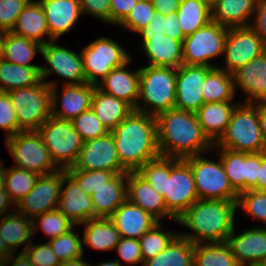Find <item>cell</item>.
Wrapping results in <instances>:
<instances>
[{
    "instance_id": "3",
    "label": "cell",
    "mask_w": 266,
    "mask_h": 266,
    "mask_svg": "<svg viewBox=\"0 0 266 266\" xmlns=\"http://www.w3.org/2000/svg\"><path fill=\"white\" fill-rule=\"evenodd\" d=\"M237 208V201L198 199L176 221L192 233L179 234L194 245L226 242Z\"/></svg>"
},
{
    "instance_id": "61",
    "label": "cell",
    "mask_w": 266,
    "mask_h": 266,
    "mask_svg": "<svg viewBox=\"0 0 266 266\" xmlns=\"http://www.w3.org/2000/svg\"><path fill=\"white\" fill-rule=\"evenodd\" d=\"M15 253H12L2 264L1 266H8L9 264L11 266H33V264L30 262L29 257L26 255L25 252H21L15 259H13V255ZM12 263V264H11Z\"/></svg>"
},
{
    "instance_id": "54",
    "label": "cell",
    "mask_w": 266,
    "mask_h": 266,
    "mask_svg": "<svg viewBox=\"0 0 266 266\" xmlns=\"http://www.w3.org/2000/svg\"><path fill=\"white\" fill-rule=\"evenodd\" d=\"M82 13H87L95 18L110 24L111 0H78Z\"/></svg>"
},
{
    "instance_id": "57",
    "label": "cell",
    "mask_w": 266,
    "mask_h": 266,
    "mask_svg": "<svg viewBox=\"0 0 266 266\" xmlns=\"http://www.w3.org/2000/svg\"><path fill=\"white\" fill-rule=\"evenodd\" d=\"M261 166V152L247 153V190L257 191V178Z\"/></svg>"
},
{
    "instance_id": "38",
    "label": "cell",
    "mask_w": 266,
    "mask_h": 266,
    "mask_svg": "<svg viewBox=\"0 0 266 266\" xmlns=\"http://www.w3.org/2000/svg\"><path fill=\"white\" fill-rule=\"evenodd\" d=\"M40 43L6 32L3 45V59L22 66H40L30 63L37 52L41 53Z\"/></svg>"
},
{
    "instance_id": "34",
    "label": "cell",
    "mask_w": 266,
    "mask_h": 266,
    "mask_svg": "<svg viewBox=\"0 0 266 266\" xmlns=\"http://www.w3.org/2000/svg\"><path fill=\"white\" fill-rule=\"evenodd\" d=\"M40 67L22 66L4 59L0 60V92L37 84L41 80Z\"/></svg>"
},
{
    "instance_id": "32",
    "label": "cell",
    "mask_w": 266,
    "mask_h": 266,
    "mask_svg": "<svg viewBox=\"0 0 266 266\" xmlns=\"http://www.w3.org/2000/svg\"><path fill=\"white\" fill-rule=\"evenodd\" d=\"M91 108L109 131H112L134 110L124 100L106 94L97 87L92 95Z\"/></svg>"
},
{
    "instance_id": "39",
    "label": "cell",
    "mask_w": 266,
    "mask_h": 266,
    "mask_svg": "<svg viewBox=\"0 0 266 266\" xmlns=\"http://www.w3.org/2000/svg\"><path fill=\"white\" fill-rule=\"evenodd\" d=\"M193 266H239L227 242L194 246Z\"/></svg>"
},
{
    "instance_id": "22",
    "label": "cell",
    "mask_w": 266,
    "mask_h": 266,
    "mask_svg": "<svg viewBox=\"0 0 266 266\" xmlns=\"http://www.w3.org/2000/svg\"><path fill=\"white\" fill-rule=\"evenodd\" d=\"M235 91L239 87L248 97L244 103L266 101V52L232 73Z\"/></svg>"
},
{
    "instance_id": "56",
    "label": "cell",
    "mask_w": 266,
    "mask_h": 266,
    "mask_svg": "<svg viewBox=\"0 0 266 266\" xmlns=\"http://www.w3.org/2000/svg\"><path fill=\"white\" fill-rule=\"evenodd\" d=\"M250 28L266 42V0H257Z\"/></svg>"
},
{
    "instance_id": "15",
    "label": "cell",
    "mask_w": 266,
    "mask_h": 266,
    "mask_svg": "<svg viewBox=\"0 0 266 266\" xmlns=\"http://www.w3.org/2000/svg\"><path fill=\"white\" fill-rule=\"evenodd\" d=\"M56 40L47 42L42 46L40 55L44 58L48 67H40L41 80L48 75L57 74L65 78L64 85H79L85 83L82 56L76 51L57 45Z\"/></svg>"
},
{
    "instance_id": "29",
    "label": "cell",
    "mask_w": 266,
    "mask_h": 266,
    "mask_svg": "<svg viewBox=\"0 0 266 266\" xmlns=\"http://www.w3.org/2000/svg\"><path fill=\"white\" fill-rule=\"evenodd\" d=\"M13 34L25 37L45 45L54 41L47 27L46 17L40 2L30 0L22 12L19 14L17 22L11 31ZM47 35V41L43 37Z\"/></svg>"
},
{
    "instance_id": "71",
    "label": "cell",
    "mask_w": 266,
    "mask_h": 266,
    "mask_svg": "<svg viewBox=\"0 0 266 266\" xmlns=\"http://www.w3.org/2000/svg\"><path fill=\"white\" fill-rule=\"evenodd\" d=\"M203 1L207 2L211 6L216 0H203Z\"/></svg>"
},
{
    "instance_id": "19",
    "label": "cell",
    "mask_w": 266,
    "mask_h": 266,
    "mask_svg": "<svg viewBox=\"0 0 266 266\" xmlns=\"http://www.w3.org/2000/svg\"><path fill=\"white\" fill-rule=\"evenodd\" d=\"M57 209L75 225L95 218L91 195L86 194L67 172L63 174Z\"/></svg>"
},
{
    "instance_id": "58",
    "label": "cell",
    "mask_w": 266,
    "mask_h": 266,
    "mask_svg": "<svg viewBox=\"0 0 266 266\" xmlns=\"http://www.w3.org/2000/svg\"><path fill=\"white\" fill-rule=\"evenodd\" d=\"M163 31L172 39L184 41L185 36L180 27L177 12H172L168 15H165Z\"/></svg>"
},
{
    "instance_id": "43",
    "label": "cell",
    "mask_w": 266,
    "mask_h": 266,
    "mask_svg": "<svg viewBox=\"0 0 266 266\" xmlns=\"http://www.w3.org/2000/svg\"><path fill=\"white\" fill-rule=\"evenodd\" d=\"M74 226L75 224L58 209L40 214L32 220L33 235L40 229L50 240L69 232Z\"/></svg>"
},
{
    "instance_id": "6",
    "label": "cell",
    "mask_w": 266,
    "mask_h": 266,
    "mask_svg": "<svg viewBox=\"0 0 266 266\" xmlns=\"http://www.w3.org/2000/svg\"><path fill=\"white\" fill-rule=\"evenodd\" d=\"M15 109L20 131H38L52 116L51 87L40 80L37 84L7 92Z\"/></svg>"
},
{
    "instance_id": "36",
    "label": "cell",
    "mask_w": 266,
    "mask_h": 266,
    "mask_svg": "<svg viewBox=\"0 0 266 266\" xmlns=\"http://www.w3.org/2000/svg\"><path fill=\"white\" fill-rule=\"evenodd\" d=\"M235 92L233 75L219 66L208 73L202 86L204 103L232 101Z\"/></svg>"
},
{
    "instance_id": "60",
    "label": "cell",
    "mask_w": 266,
    "mask_h": 266,
    "mask_svg": "<svg viewBox=\"0 0 266 266\" xmlns=\"http://www.w3.org/2000/svg\"><path fill=\"white\" fill-rule=\"evenodd\" d=\"M181 0H152V5L156 12L168 15L177 12Z\"/></svg>"
},
{
    "instance_id": "10",
    "label": "cell",
    "mask_w": 266,
    "mask_h": 266,
    "mask_svg": "<svg viewBox=\"0 0 266 266\" xmlns=\"http://www.w3.org/2000/svg\"><path fill=\"white\" fill-rule=\"evenodd\" d=\"M184 160L192 170L199 199L238 201L220 158L213 161L197 154Z\"/></svg>"
},
{
    "instance_id": "5",
    "label": "cell",
    "mask_w": 266,
    "mask_h": 266,
    "mask_svg": "<svg viewBox=\"0 0 266 266\" xmlns=\"http://www.w3.org/2000/svg\"><path fill=\"white\" fill-rule=\"evenodd\" d=\"M225 148L236 152L258 153L265 151L256 105L237 103L225 133L214 144V150Z\"/></svg>"
},
{
    "instance_id": "46",
    "label": "cell",
    "mask_w": 266,
    "mask_h": 266,
    "mask_svg": "<svg viewBox=\"0 0 266 266\" xmlns=\"http://www.w3.org/2000/svg\"><path fill=\"white\" fill-rule=\"evenodd\" d=\"M72 121L75 130L83 141L99 138L110 133L106 126L97 118L92 108L84 111Z\"/></svg>"
},
{
    "instance_id": "1",
    "label": "cell",
    "mask_w": 266,
    "mask_h": 266,
    "mask_svg": "<svg viewBox=\"0 0 266 266\" xmlns=\"http://www.w3.org/2000/svg\"><path fill=\"white\" fill-rule=\"evenodd\" d=\"M161 156L185 159L214 148L192 111L171 109L155 116Z\"/></svg>"
},
{
    "instance_id": "45",
    "label": "cell",
    "mask_w": 266,
    "mask_h": 266,
    "mask_svg": "<svg viewBox=\"0 0 266 266\" xmlns=\"http://www.w3.org/2000/svg\"><path fill=\"white\" fill-rule=\"evenodd\" d=\"M66 172L78 183L88 195L109 182L116 174L106 170H75L73 167L66 169Z\"/></svg>"
},
{
    "instance_id": "2",
    "label": "cell",
    "mask_w": 266,
    "mask_h": 266,
    "mask_svg": "<svg viewBox=\"0 0 266 266\" xmlns=\"http://www.w3.org/2000/svg\"><path fill=\"white\" fill-rule=\"evenodd\" d=\"M120 163L128 171H138L148 161L161 156L155 116L133 110L112 131Z\"/></svg>"
},
{
    "instance_id": "37",
    "label": "cell",
    "mask_w": 266,
    "mask_h": 266,
    "mask_svg": "<svg viewBox=\"0 0 266 266\" xmlns=\"http://www.w3.org/2000/svg\"><path fill=\"white\" fill-rule=\"evenodd\" d=\"M177 15L187 37L211 21V6L203 0H181Z\"/></svg>"
},
{
    "instance_id": "21",
    "label": "cell",
    "mask_w": 266,
    "mask_h": 266,
    "mask_svg": "<svg viewBox=\"0 0 266 266\" xmlns=\"http://www.w3.org/2000/svg\"><path fill=\"white\" fill-rule=\"evenodd\" d=\"M228 235L227 243L239 265L266 263V227H253L235 235Z\"/></svg>"
},
{
    "instance_id": "72",
    "label": "cell",
    "mask_w": 266,
    "mask_h": 266,
    "mask_svg": "<svg viewBox=\"0 0 266 266\" xmlns=\"http://www.w3.org/2000/svg\"><path fill=\"white\" fill-rule=\"evenodd\" d=\"M138 1L152 2V0H138Z\"/></svg>"
},
{
    "instance_id": "18",
    "label": "cell",
    "mask_w": 266,
    "mask_h": 266,
    "mask_svg": "<svg viewBox=\"0 0 266 266\" xmlns=\"http://www.w3.org/2000/svg\"><path fill=\"white\" fill-rule=\"evenodd\" d=\"M51 87L52 116L72 121L84 111L91 108V99L95 85L82 83L79 85H63L61 96L57 95V81H44ZM61 98V100H58ZM61 101V110L57 103Z\"/></svg>"
},
{
    "instance_id": "49",
    "label": "cell",
    "mask_w": 266,
    "mask_h": 266,
    "mask_svg": "<svg viewBox=\"0 0 266 266\" xmlns=\"http://www.w3.org/2000/svg\"><path fill=\"white\" fill-rule=\"evenodd\" d=\"M157 193L163 195L165 184V157L159 156L158 158L148 161L138 171Z\"/></svg>"
},
{
    "instance_id": "9",
    "label": "cell",
    "mask_w": 266,
    "mask_h": 266,
    "mask_svg": "<svg viewBox=\"0 0 266 266\" xmlns=\"http://www.w3.org/2000/svg\"><path fill=\"white\" fill-rule=\"evenodd\" d=\"M15 167L40 175L56 172L59 167L53 163L38 131H20L5 139Z\"/></svg>"
},
{
    "instance_id": "17",
    "label": "cell",
    "mask_w": 266,
    "mask_h": 266,
    "mask_svg": "<svg viewBox=\"0 0 266 266\" xmlns=\"http://www.w3.org/2000/svg\"><path fill=\"white\" fill-rule=\"evenodd\" d=\"M212 67L182 64L176 69L175 109L197 112L204 104L202 86Z\"/></svg>"
},
{
    "instance_id": "27",
    "label": "cell",
    "mask_w": 266,
    "mask_h": 266,
    "mask_svg": "<svg viewBox=\"0 0 266 266\" xmlns=\"http://www.w3.org/2000/svg\"><path fill=\"white\" fill-rule=\"evenodd\" d=\"M95 218H109L127 200V173L116 174L91 194Z\"/></svg>"
},
{
    "instance_id": "40",
    "label": "cell",
    "mask_w": 266,
    "mask_h": 266,
    "mask_svg": "<svg viewBox=\"0 0 266 266\" xmlns=\"http://www.w3.org/2000/svg\"><path fill=\"white\" fill-rule=\"evenodd\" d=\"M39 175L25 169L3 166V186L14 206L34 187Z\"/></svg>"
},
{
    "instance_id": "13",
    "label": "cell",
    "mask_w": 266,
    "mask_h": 266,
    "mask_svg": "<svg viewBox=\"0 0 266 266\" xmlns=\"http://www.w3.org/2000/svg\"><path fill=\"white\" fill-rule=\"evenodd\" d=\"M65 169L40 175L29 193L15 206V210L33 220L45 212L58 208Z\"/></svg>"
},
{
    "instance_id": "26",
    "label": "cell",
    "mask_w": 266,
    "mask_h": 266,
    "mask_svg": "<svg viewBox=\"0 0 266 266\" xmlns=\"http://www.w3.org/2000/svg\"><path fill=\"white\" fill-rule=\"evenodd\" d=\"M109 218L123 238L139 239L159 223L151 214L128 200L122 203Z\"/></svg>"
},
{
    "instance_id": "20",
    "label": "cell",
    "mask_w": 266,
    "mask_h": 266,
    "mask_svg": "<svg viewBox=\"0 0 266 266\" xmlns=\"http://www.w3.org/2000/svg\"><path fill=\"white\" fill-rule=\"evenodd\" d=\"M127 200L151 214L159 222L161 218L177 219L167 210L163 197L137 171L127 173Z\"/></svg>"
},
{
    "instance_id": "42",
    "label": "cell",
    "mask_w": 266,
    "mask_h": 266,
    "mask_svg": "<svg viewBox=\"0 0 266 266\" xmlns=\"http://www.w3.org/2000/svg\"><path fill=\"white\" fill-rule=\"evenodd\" d=\"M177 235V233L165 231L163 226H161V221L144 233L138 239L143 262L154 258L158 253L166 249Z\"/></svg>"
},
{
    "instance_id": "31",
    "label": "cell",
    "mask_w": 266,
    "mask_h": 266,
    "mask_svg": "<svg viewBox=\"0 0 266 266\" xmlns=\"http://www.w3.org/2000/svg\"><path fill=\"white\" fill-rule=\"evenodd\" d=\"M9 212L6 216L0 217V237L12 253H15L16 248L22 245H24L22 249L24 252L25 248L32 242V220L17 210L15 211V207Z\"/></svg>"
},
{
    "instance_id": "14",
    "label": "cell",
    "mask_w": 266,
    "mask_h": 266,
    "mask_svg": "<svg viewBox=\"0 0 266 266\" xmlns=\"http://www.w3.org/2000/svg\"><path fill=\"white\" fill-rule=\"evenodd\" d=\"M266 52V42L250 26L228 28L224 44L225 67L233 73Z\"/></svg>"
},
{
    "instance_id": "44",
    "label": "cell",
    "mask_w": 266,
    "mask_h": 266,
    "mask_svg": "<svg viewBox=\"0 0 266 266\" xmlns=\"http://www.w3.org/2000/svg\"><path fill=\"white\" fill-rule=\"evenodd\" d=\"M48 242L61 262L77 259L84 255L82 239L75 233L74 228L59 237L48 240Z\"/></svg>"
},
{
    "instance_id": "48",
    "label": "cell",
    "mask_w": 266,
    "mask_h": 266,
    "mask_svg": "<svg viewBox=\"0 0 266 266\" xmlns=\"http://www.w3.org/2000/svg\"><path fill=\"white\" fill-rule=\"evenodd\" d=\"M155 12L152 2L138 1L119 26L138 33L151 22Z\"/></svg>"
},
{
    "instance_id": "33",
    "label": "cell",
    "mask_w": 266,
    "mask_h": 266,
    "mask_svg": "<svg viewBox=\"0 0 266 266\" xmlns=\"http://www.w3.org/2000/svg\"><path fill=\"white\" fill-rule=\"evenodd\" d=\"M86 227L82 239L88 248L112 251L120 242L121 235L110 218L97 217L83 223Z\"/></svg>"
},
{
    "instance_id": "7",
    "label": "cell",
    "mask_w": 266,
    "mask_h": 266,
    "mask_svg": "<svg viewBox=\"0 0 266 266\" xmlns=\"http://www.w3.org/2000/svg\"><path fill=\"white\" fill-rule=\"evenodd\" d=\"M162 197L167 210L176 219L199 199L192 170L184 159L165 157Z\"/></svg>"
},
{
    "instance_id": "59",
    "label": "cell",
    "mask_w": 266,
    "mask_h": 266,
    "mask_svg": "<svg viewBox=\"0 0 266 266\" xmlns=\"http://www.w3.org/2000/svg\"><path fill=\"white\" fill-rule=\"evenodd\" d=\"M165 15L155 12L151 22L138 32L139 35H165L164 30Z\"/></svg>"
},
{
    "instance_id": "4",
    "label": "cell",
    "mask_w": 266,
    "mask_h": 266,
    "mask_svg": "<svg viewBox=\"0 0 266 266\" xmlns=\"http://www.w3.org/2000/svg\"><path fill=\"white\" fill-rule=\"evenodd\" d=\"M175 99L176 68L150 65L139 68V98L134 110L156 116L174 109Z\"/></svg>"
},
{
    "instance_id": "67",
    "label": "cell",
    "mask_w": 266,
    "mask_h": 266,
    "mask_svg": "<svg viewBox=\"0 0 266 266\" xmlns=\"http://www.w3.org/2000/svg\"><path fill=\"white\" fill-rule=\"evenodd\" d=\"M6 31L0 29V60L3 59V45L5 41Z\"/></svg>"
},
{
    "instance_id": "30",
    "label": "cell",
    "mask_w": 266,
    "mask_h": 266,
    "mask_svg": "<svg viewBox=\"0 0 266 266\" xmlns=\"http://www.w3.org/2000/svg\"><path fill=\"white\" fill-rule=\"evenodd\" d=\"M236 104L229 102L204 103L196 112L204 133L215 144L225 133Z\"/></svg>"
},
{
    "instance_id": "64",
    "label": "cell",
    "mask_w": 266,
    "mask_h": 266,
    "mask_svg": "<svg viewBox=\"0 0 266 266\" xmlns=\"http://www.w3.org/2000/svg\"><path fill=\"white\" fill-rule=\"evenodd\" d=\"M14 205V203L10 200L8 193L5 191L4 186L0 188V216L6 215L7 209H9L10 205ZM4 214V215H3Z\"/></svg>"
},
{
    "instance_id": "66",
    "label": "cell",
    "mask_w": 266,
    "mask_h": 266,
    "mask_svg": "<svg viewBox=\"0 0 266 266\" xmlns=\"http://www.w3.org/2000/svg\"><path fill=\"white\" fill-rule=\"evenodd\" d=\"M83 257L73 259V260H68V261H63L60 266H91V264L86 263V261H83Z\"/></svg>"
},
{
    "instance_id": "55",
    "label": "cell",
    "mask_w": 266,
    "mask_h": 266,
    "mask_svg": "<svg viewBox=\"0 0 266 266\" xmlns=\"http://www.w3.org/2000/svg\"><path fill=\"white\" fill-rule=\"evenodd\" d=\"M138 0H111L110 24L119 25L131 12Z\"/></svg>"
},
{
    "instance_id": "23",
    "label": "cell",
    "mask_w": 266,
    "mask_h": 266,
    "mask_svg": "<svg viewBox=\"0 0 266 266\" xmlns=\"http://www.w3.org/2000/svg\"><path fill=\"white\" fill-rule=\"evenodd\" d=\"M148 65L178 68L183 64V41L165 35H140Z\"/></svg>"
},
{
    "instance_id": "65",
    "label": "cell",
    "mask_w": 266,
    "mask_h": 266,
    "mask_svg": "<svg viewBox=\"0 0 266 266\" xmlns=\"http://www.w3.org/2000/svg\"><path fill=\"white\" fill-rule=\"evenodd\" d=\"M11 254L12 252L6 247L5 242L0 237V266Z\"/></svg>"
},
{
    "instance_id": "51",
    "label": "cell",
    "mask_w": 266,
    "mask_h": 266,
    "mask_svg": "<svg viewBox=\"0 0 266 266\" xmlns=\"http://www.w3.org/2000/svg\"><path fill=\"white\" fill-rule=\"evenodd\" d=\"M30 0H0V29L11 32Z\"/></svg>"
},
{
    "instance_id": "24",
    "label": "cell",
    "mask_w": 266,
    "mask_h": 266,
    "mask_svg": "<svg viewBox=\"0 0 266 266\" xmlns=\"http://www.w3.org/2000/svg\"><path fill=\"white\" fill-rule=\"evenodd\" d=\"M43 8L47 27L53 40L64 35L76 25L82 14L78 0H38Z\"/></svg>"
},
{
    "instance_id": "70",
    "label": "cell",
    "mask_w": 266,
    "mask_h": 266,
    "mask_svg": "<svg viewBox=\"0 0 266 266\" xmlns=\"http://www.w3.org/2000/svg\"><path fill=\"white\" fill-rule=\"evenodd\" d=\"M239 266H266V263H249V264H243Z\"/></svg>"
},
{
    "instance_id": "47",
    "label": "cell",
    "mask_w": 266,
    "mask_h": 266,
    "mask_svg": "<svg viewBox=\"0 0 266 266\" xmlns=\"http://www.w3.org/2000/svg\"><path fill=\"white\" fill-rule=\"evenodd\" d=\"M237 207L266 223V191L247 190L238 196Z\"/></svg>"
},
{
    "instance_id": "50",
    "label": "cell",
    "mask_w": 266,
    "mask_h": 266,
    "mask_svg": "<svg viewBox=\"0 0 266 266\" xmlns=\"http://www.w3.org/2000/svg\"><path fill=\"white\" fill-rule=\"evenodd\" d=\"M31 242L26 248L25 253L29 257L33 266H60L62 263L50 246L49 242L43 244H32Z\"/></svg>"
},
{
    "instance_id": "69",
    "label": "cell",
    "mask_w": 266,
    "mask_h": 266,
    "mask_svg": "<svg viewBox=\"0 0 266 266\" xmlns=\"http://www.w3.org/2000/svg\"><path fill=\"white\" fill-rule=\"evenodd\" d=\"M3 164L0 165V188L3 186Z\"/></svg>"
},
{
    "instance_id": "11",
    "label": "cell",
    "mask_w": 266,
    "mask_h": 266,
    "mask_svg": "<svg viewBox=\"0 0 266 266\" xmlns=\"http://www.w3.org/2000/svg\"><path fill=\"white\" fill-rule=\"evenodd\" d=\"M80 53L86 83L95 86L100 82L99 77L104 79L112 69L132 59L118 42L109 37H100L90 42Z\"/></svg>"
},
{
    "instance_id": "8",
    "label": "cell",
    "mask_w": 266,
    "mask_h": 266,
    "mask_svg": "<svg viewBox=\"0 0 266 266\" xmlns=\"http://www.w3.org/2000/svg\"><path fill=\"white\" fill-rule=\"evenodd\" d=\"M53 163L59 169H68L76 162L83 140L75 130L73 121L51 116L38 129ZM59 165V166H58Z\"/></svg>"
},
{
    "instance_id": "35",
    "label": "cell",
    "mask_w": 266,
    "mask_h": 266,
    "mask_svg": "<svg viewBox=\"0 0 266 266\" xmlns=\"http://www.w3.org/2000/svg\"><path fill=\"white\" fill-rule=\"evenodd\" d=\"M194 244L178 234L169 246L141 266H193Z\"/></svg>"
},
{
    "instance_id": "62",
    "label": "cell",
    "mask_w": 266,
    "mask_h": 266,
    "mask_svg": "<svg viewBox=\"0 0 266 266\" xmlns=\"http://www.w3.org/2000/svg\"><path fill=\"white\" fill-rule=\"evenodd\" d=\"M257 191H266V154L261 152V166L259 168V177L257 178Z\"/></svg>"
},
{
    "instance_id": "68",
    "label": "cell",
    "mask_w": 266,
    "mask_h": 266,
    "mask_svg": "<svg viewBox=\"0 0 266 266\" xmlns=\"http://www.w3.org/2000/svg\"><path fill=\"white\" fill-rule=\"evenodd\" d=\"M98 266H123V265L121 264V261H119V259H115L114 261L111 262L109 261V262L99 263Z\"/></svg>"
},
{
    "instance_id": "53",
    "label": "cell",
    "mask_w": 266,
    "mask_h": 266,
    "mask_svg": "<svg viewBox=\"0 0 266 266\" xmlns=\"http://www.w3.org/2000/svg\"><path fill=\"white\" fill-rule=\"evenodd\" d=\"M115 249L118 252V256L125 261L126 264L136 265L140 263L143 265V257L138 239L121 237Z\"/></svg>"
},
{
    "instance_id": "63",
    "label": "cell",
    "mask_w": 266,
    "mask_h": 266,
    "mask_svg": "<svg viewBox=\"0 0 266 266\" xmlns=\"http://www.w3.org/2000/svg\"><path fill=\"white\" fill-rule=\"evenodd\" d=\"M254 104L256 105V108L258 111L261 131H262L263 139L266 143V101H259Z\"/></svg>"
},
{
    "instance_id": "52",
    "label": "cell",
    "mask_w": 266,
    "mask_h": 266,
    "mask_svg": "<svg viewBox=\"0 0 266 266\" xmlns=\"http://www.w3.org/2000/svg\"><path fill=\"white\" fill-rule=\"evenodd\" d=\"M0 129L6 131V138L19 133L15 109L7 92H0Z\"/></svg>"
},
{
    "instance_id": "41",
    "label": "cell",
    "mask_w": 266,
    "mask_h": 266,
    "mask_svg": "<svg viewBox=\"0 0 266 266\" xmlns=\"http://www.w3.org/2000/svg\"><path fill=\"white\" fill-rule=\"evenodd\" d=\"M219 158L232 188L240 194L247 191V152L219 148Z\"/></svg>"
},
{
    "instance_id": "25",
    "label": "cell",
    "mask_w": 266,
    "mask_h": 266,
    "mask_svg": "<svg viewBox=\"0 0 266 266\" xmlns=\"http://www.w3.org/2000/svg\"><path fill=\"white\" fill-rule=\"evenodd\" d=\"M130 61L131 59L121 67L112 69L96 87L106 94L124 100L135 109L139 98V69L128 70Z\"/></svg>"
},
{
    "instance_id": "12",
    "label": "cell",
    "mask_w": 266,
    "mask_h": 266,
    "mask_svg": "<svg viewBox=\"0 0 266 266\" xmlns=\"http://www.w3.org/2000/svg\"><path fill=\"white\" fill-rule=\"evenodd\" d=\"M227 33V27L210 21L206 26L185 37L183 41V64L218 67L211 64V60L224 54Z\"/></svg>"
},
{
    "instance_id": "28",
    "label": "cell",
    "mask_w": 266,
    "mask_h": 266,
    "mask_svg": "<svg viewBox=\"0 0 266 266\" xmlns=\"http://www.w3.org/2000/svg\"><path fill=\"white\" fill-rule=\"evenodd\" d=\"M256 3L257 0H216L211 5V21L227 28L249 26Z\"/></svg>"
},
{
    "instance_id": "16",
    "label": "cell",
    "mask_w": 266,
    "mask_h": 266,
    "mask_svg": "<svg viewBox=\"0 0 266 266\" xmlns=\"http://www.w3.org/2000/svg\"><path fill=\"white\" fill-rule=\"evenodd\" d=\"M72 167L75 170H106L115 174L128 173V170L120 163L111 133L84 141Z\"/></svg>"
}]
</instances>
